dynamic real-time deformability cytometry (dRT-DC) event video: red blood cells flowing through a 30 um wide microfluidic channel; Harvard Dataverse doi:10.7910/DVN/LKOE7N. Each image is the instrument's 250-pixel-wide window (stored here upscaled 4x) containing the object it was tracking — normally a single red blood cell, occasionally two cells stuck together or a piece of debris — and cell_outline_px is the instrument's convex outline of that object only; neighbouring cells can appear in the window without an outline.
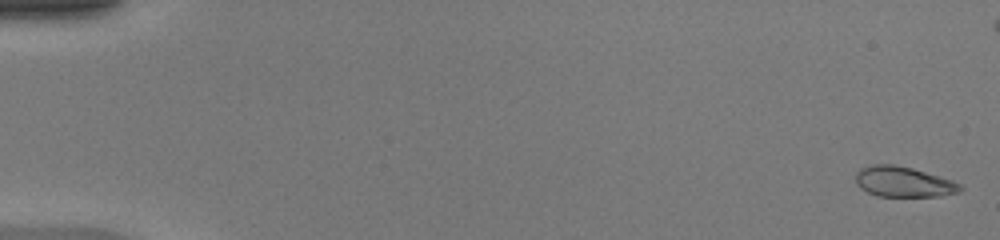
{"species": "common noctule bat (a hibernating species)", "species_latin": "Nyctalus noctula", "temperature_condition": "warm", "stored_images_in_passage": 50, "camera_frame_rate_fps": 3000, "um_per_image_px": 0.085, "animal": {"sex": "female", "body_mass_g": 20.0, "forearm_length_mm": 54.0}, "frame": {"image": 1, "passage_image": 1, "time_ms": 0.0, "image_size_px": [1000, 240], "cell_outline_px": [[964, 188], [960, 192], [940, 196], [876, 196], [860, 188], [856, 184], [856, 172], [860, 168], [872, 164], [892, 164], [912, 168], [940, 176], [952, 180], [960, 184]], "centroid_in_image_um": [76.79, 15.45], "position_along_channel_um": 8.2, "area_um2": 18.61}}
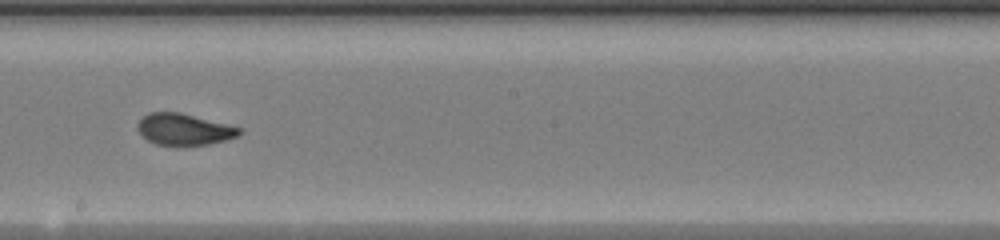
{"frame": {"image": 2, "passage_image": 29, "time_ms": 9.333, "image_size_px": [1000, 240], "cell_outline_px": [[244, 132], [240, 136], [208, 144], [176, 148], [156, 144], [148, 140], [136, 128], [136, 124], [148, 112], [180, 112], [244, 128]], "centroid_in_image_um": [15.68, 11.02], "position_along_channel_um": 232.5, "area_um2": 19.31}}
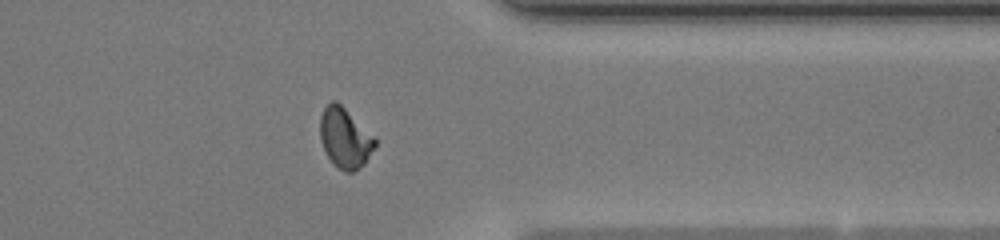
{"frame": {"image": 3, "passage_image": 40, "time_ms": 13.0, "image_size_px": [1000, 240], "cell_outline_px": [[376, 144], [364, 164], [352, 172], [344, 172], [332, 164], [320, 140], [320, 116], [324, 108], [332, 100], [336, 100], [376, 140]], "centroid_in_image_um": [29.28, 11.75], "position_along_channel_um": 382.1, "area_um2": 18.79}, "authors_computed_cell_mechanics": {"area_um2": 19.0162, "velocity_mm_per_s": 4.2529, "shape_relaxation_time_tau1_ms": 6.4747, "shape_relaxation_time_tau2_ms": 0.7503, "deformation_change_tau1": 0.2439, "deformation_change_tau2": 0.0605}}